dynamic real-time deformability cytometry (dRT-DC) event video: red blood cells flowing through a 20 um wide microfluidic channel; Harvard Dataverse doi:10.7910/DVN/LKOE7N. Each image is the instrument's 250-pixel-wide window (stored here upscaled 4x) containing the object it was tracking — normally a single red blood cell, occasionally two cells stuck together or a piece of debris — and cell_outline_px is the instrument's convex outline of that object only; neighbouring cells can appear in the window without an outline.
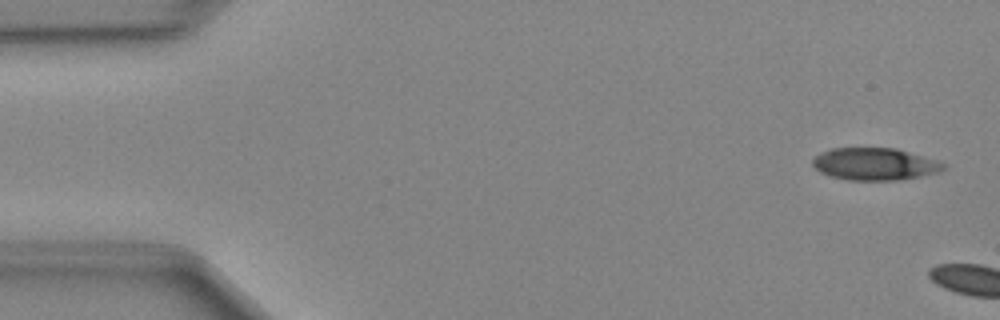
{"species": "Egyptian fruit bat (a non-hibernating species)", "species_latin": "Rousettus aegyptiacus", "temperature_condition": "cold", "stored_images_in_passage": 5, "camera_frame_rate_fps": 3000, "um_per_image_px": 0.085, "animal": {"sex": "female"}, "frame": {"image": 1, "passage_image": 2, "time_ms": 0.333, "image_size_px": [1000, 320], "cell_outline_px": [[944, 168], [940, 172], [900, 180], [848, 180], [832, 176], [820, 172], [812, 164], [812, 160], [820, 152], [832, 148], [896, 148], [936, 160], [944, 164]], "centroid_in_image_um": [74.34, 13.94], "position_along_channel_um": 10.7, "area_um2": 24.45}}